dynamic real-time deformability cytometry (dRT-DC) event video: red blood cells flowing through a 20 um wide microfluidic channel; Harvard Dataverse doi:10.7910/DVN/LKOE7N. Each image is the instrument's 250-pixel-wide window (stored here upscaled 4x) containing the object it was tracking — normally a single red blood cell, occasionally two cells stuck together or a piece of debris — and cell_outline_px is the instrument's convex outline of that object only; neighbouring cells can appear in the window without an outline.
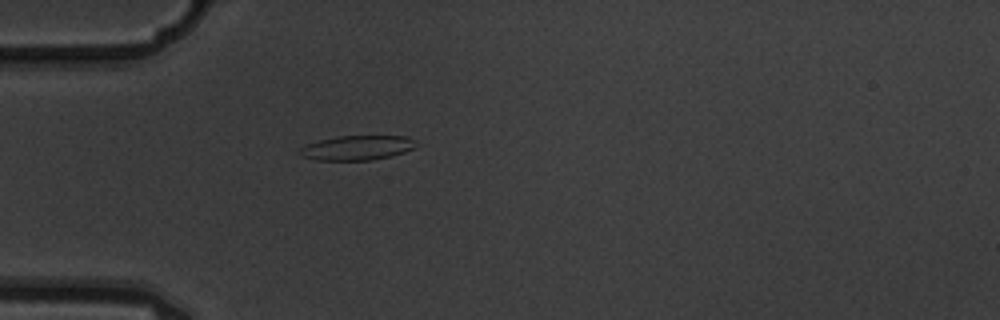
{"species": "common noctule bat (a hibernating species)", "species_latin": "Nyctalus noctula", "temperature_condition": "warm", "stored_images_in_passage": 6, "camera_frame_rate_fps": 3000, "um_per_image_px": 0.085, "animal": {"sex": "male", "body_mass_g": 19.5, "forearm_length_mm": 54.6}, "frame": {"image": 1, "passage_image": 6, "time_ms": 1.667, "image_size_px": [1000, 320], "cell_outline_px": [[416, 148], [404, 152], [372, 160], [316, 160], [300, 156], [296, 152], [300, 148], [308, 144], [320, 140], [336, 136], [408, 136], [412, 140]], "centroid_in_image_um": [30.29, 12.56], "position_along_channel_um": 54.7, "area_um2": 16.59}}